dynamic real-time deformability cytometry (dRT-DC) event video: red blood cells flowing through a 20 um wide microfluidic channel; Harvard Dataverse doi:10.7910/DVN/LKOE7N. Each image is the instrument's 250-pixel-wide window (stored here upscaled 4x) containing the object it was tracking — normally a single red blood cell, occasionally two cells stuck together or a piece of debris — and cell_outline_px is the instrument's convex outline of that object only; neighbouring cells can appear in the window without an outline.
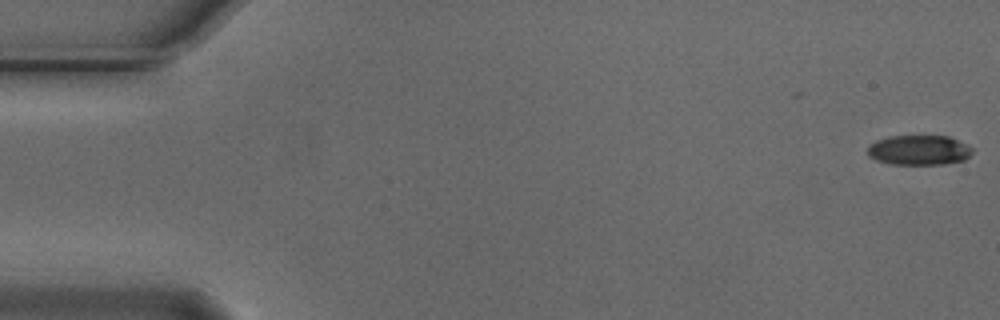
{"species": "Egyptian fruit bat (a non-hibernating species)", "species_latin": "Rousettus aegyptiacus", "temperature_condition": "cold", "stored_images_in_passage": 55, "camera_frame_rate_fps": 3000, "um_per_image_px": 0.085, "animal": {"sex": "male"}, "frame": {"image": 1, "passage_image": 1, "time_ms": 0.0, "image_size_px": [1000, 320], "cell_outline_px": [[972, 152], [964, 160], [944, 164], [892, 164], [876, 160], [868, 156], [868, 148], [876, 140], [888, 136], [948, 136], [972, 148]], "centroid_in_image_um": [78.09, 12.76], "position_along_channel_um": 6.9, "area_um2": 18.03}}
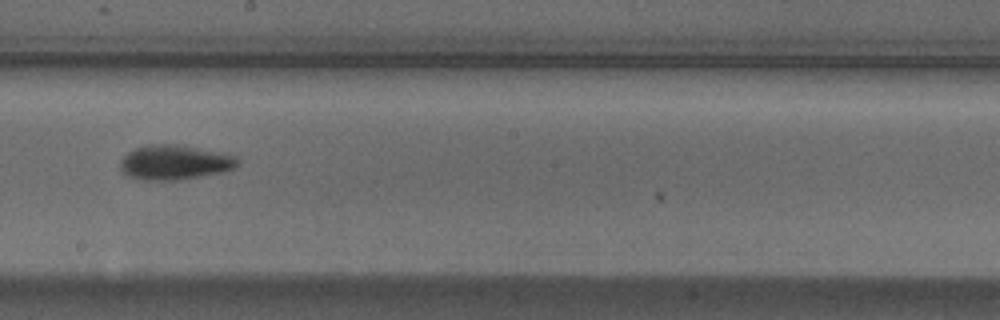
{"frame": {"image": 2, "passage_image": 31, "time_ms": 10.0, "image_size_px": [1000, 320], "cell_outline_px": [[240, 160], [236, 168], [224, 172], [180, 180], [144, 180], [128, 176], [120, 168], [120, 160], [128, 152], [136, 148], [148, 144], [180, 144], [216, 152], [232, 156]], "centroid_in_image_um": [14.83, 13.81], "position_along_channel_um": 233.4, "area_um2": 23.7}}
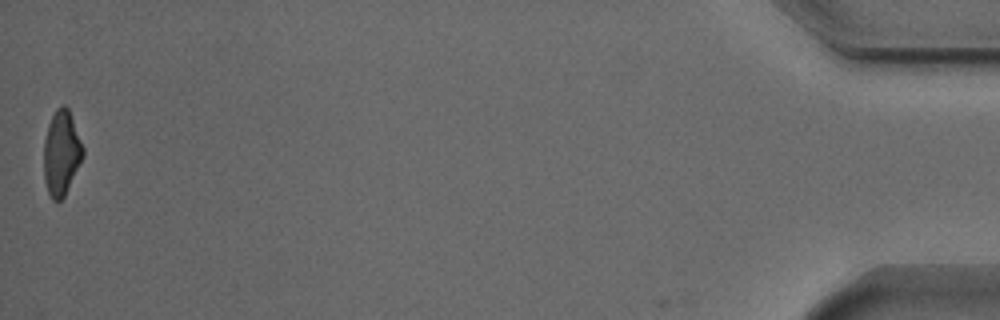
{"frame": {"image": 3, "passage_image": 55, "time_ms": 18.0, "image_size_px": [1000, 320], "cell_outline_px": [[84, 156], [64, 196], [60, 200], [52, 200], [48, 192], [44, 180], [44, 140], [48, 124], [56, 108], [60, 104], [64, 104], [68, 108], [84, 148]], "centroid_in_image_um": [5.22, 12.98], "position_along_channel_um": 430.0, "area_um2": 19.31}, "authors_computed_cell_mechanics": {"area_um2": 20.9814, "velocity_mm_per_s": 3.7279, "shape_relaxation_time_tau1_ms": 3.7838, "shape_relaxation_time_tau2_ms": null, "deformation_change_tau1": 0.1468, "deformation_change_tau2": null}}